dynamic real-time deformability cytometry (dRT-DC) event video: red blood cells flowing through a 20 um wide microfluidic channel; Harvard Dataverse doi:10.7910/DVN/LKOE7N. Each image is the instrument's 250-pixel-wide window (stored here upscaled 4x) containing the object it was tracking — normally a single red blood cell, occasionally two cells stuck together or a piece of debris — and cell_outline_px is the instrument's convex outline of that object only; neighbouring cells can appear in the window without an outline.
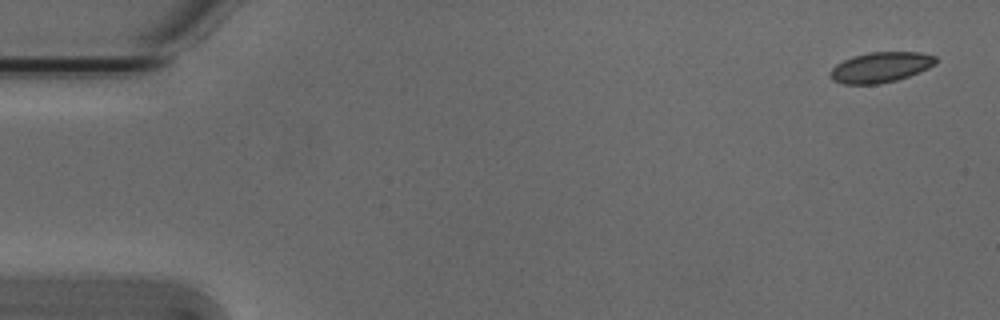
{"species": "Egyptian fruit bat (a non-hibernating species)", "species_latin": "Rousettus aegyptiacus", "temperature_condition": "cold", "stored_images_in_passage": 4, "camera_frame_rate_fps": 3000, "um_per_image_px": 0.085, "animal": {"sex": "male"}, "frame": {"image": 1, "passage_image": 1, "time_ms": 0.0, "image_size_px": [1000, 320], "cell_outline_px": [[936, 64], [920, 72], [896, 80], [876, 84], [844, 84], [832, 80], [828, 72], [836, 64], [852, 56], [868, 52], [920, 52], [936, 56]], "centroid_in_image_um": [74.83, 5.71], "position_along_channel_um": 10.2, "area_um2": 18.73}}
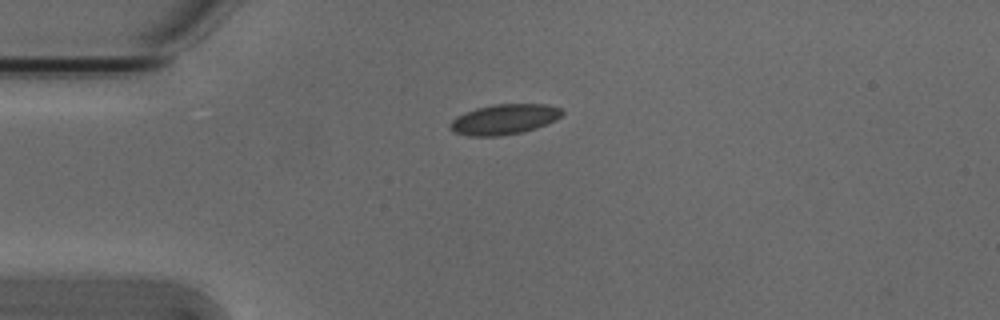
{"frame": {"image": 2, "passage_image": 4, "time_ms": 1.0, "image_size_px": [1000, 320], "cell_outline_px": [[564, 112], [556, 120], [548, 124], [524, 132], [500, 136], [468, 136], [452, 132], [448, 128], [448, 124], [456, 116], [464, 112], [476, 108], [492, 104], [548, 104], [560, 108]], "centroid_in_image_um": [42.83, 10.15], "position_along_channel_um": 42.2, "area_um2": 20.11}}